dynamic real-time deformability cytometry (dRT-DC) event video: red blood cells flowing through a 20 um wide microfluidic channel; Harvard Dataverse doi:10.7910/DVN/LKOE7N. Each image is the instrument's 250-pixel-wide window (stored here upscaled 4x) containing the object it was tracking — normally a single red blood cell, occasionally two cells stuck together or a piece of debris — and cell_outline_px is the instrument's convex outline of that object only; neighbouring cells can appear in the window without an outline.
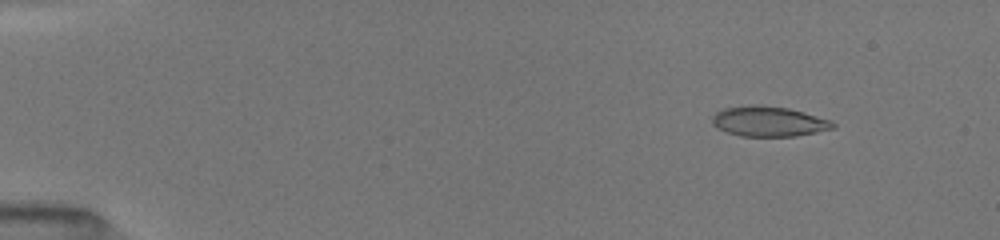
{"species": "common noctule bat (a hibernating species)", "species_latin": "Nyctalus noctula", "temperature_condition": "room temperature", "stored_images_in_passage": 16, "camera_frame_rate_fps": 3000, "um_per_image_px": 0.085, "animal": {"sex": "female", "body_mass_g": 19.5, "forearm_length_mm": 54.1}, "frame": {"image": 1, "passage_image": 7, "time_ms": 1.667, "image_size_px": [1000, 240], "cell_outline_px": [[836, 128], [796, 136], [740, 136], [716, 128], [712, 124], [712, 116], [716, 112], [724, 108], [752, 104], [760, 104], [788, 108], [804, 112], [832, 120], [836, 124]], "centroid_in_image_um": [65.35, 10.31], "position_along_channel_um": 19.7, "area_um2": 21.44}}
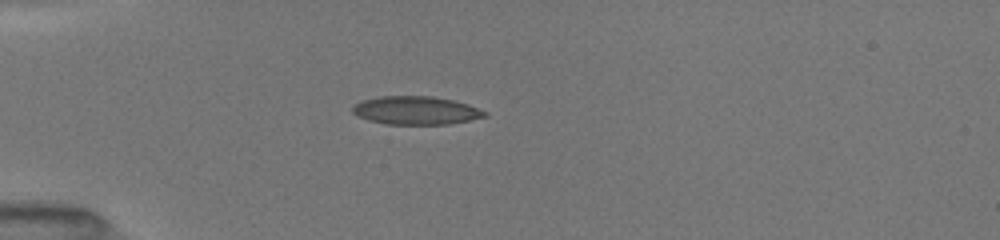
{"frame": {"image": 2, "passage_image": 13, "time_ms": 4.667, "image_size_px": [1000, 240], "cell_outline_px": [[488, 116], [448, 124], [384, 124], [368, 120], [356, 116], [352, 112], [352, 108], [360, 100], [380, 96], [432, 96], [452, 100], [468, 104], [488, 112]], "centroid_in_image_um": [35.33, 9.38], "position_along_channel_um": 49.7, "area_um2": 21.85}}
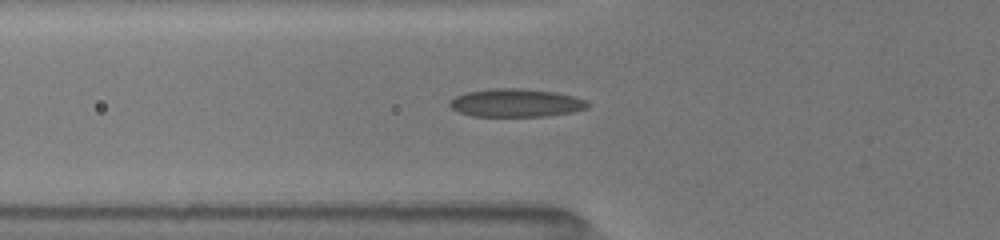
{"frame": {"image": 3, "passage_image": 15, "time_ms": 6.0, "image_size_px": [1000, 240], "cell_outline_px": [[588, 108], [572, 112], [548, 116], [472, 116], [460, 112], [452, 108], [448, 104], [456, 96], [464, 92], [492, 88], [520, 88], [556, 92], [588, 100]], "centroid_in_image_um": [43.87, 8.74], "position_along_channel_um": 81.9, "area_um2": 22.66}}